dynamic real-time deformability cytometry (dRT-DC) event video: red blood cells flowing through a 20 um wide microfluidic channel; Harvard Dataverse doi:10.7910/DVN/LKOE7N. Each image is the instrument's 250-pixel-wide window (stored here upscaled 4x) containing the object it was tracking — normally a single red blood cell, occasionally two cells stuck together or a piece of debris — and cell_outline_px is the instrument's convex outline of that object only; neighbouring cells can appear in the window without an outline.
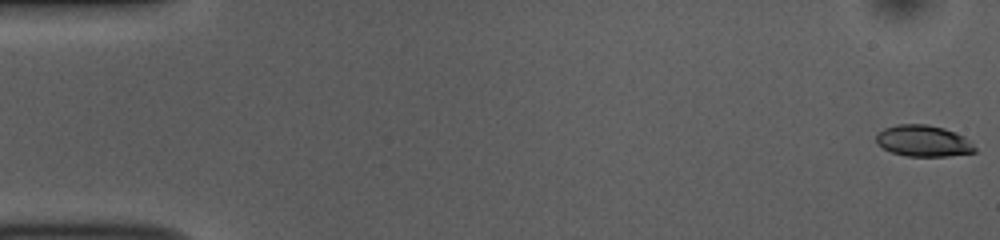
{"species": "common noctule bat (a hibernating species)", "species_latin": "Nyctalus noctula", "temperature_condition": "room temperature", "stored_images_in_passage": 53, "camera_frame_rate_fps": 3000, "um_per_image_px": 0.085, "animal": {"sex": "female", "body_mass_g": 10.0, "forearm_length_mm": 53.1}, "frame": {"image": 1, "passage_image": 1, "time_ms": 0.0, "image_size_px": [1000, 240], "cell_outline_px": [[976, 152], [948, 156], [908, 156], [892, 152], [876, 144], [876, 136], [884, 128], [896, 124], [928, 124], [944, 128], [956, 132], [964, 136], [976, 148]], "centroid_in_image_um": [78.49, 11.97], "position_along_channel_um": 6.5, "area_um2": 18.03}}
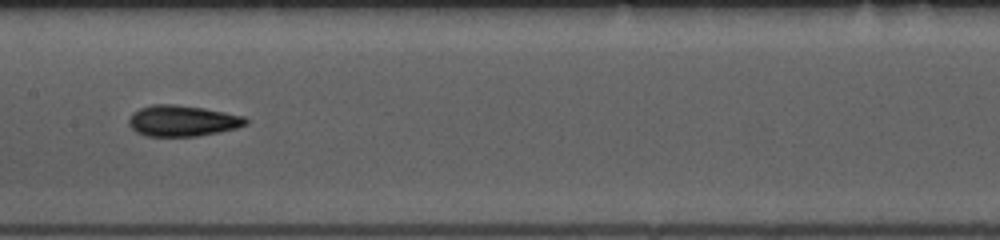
{"frame": {"image": 2, "passage_image": 27, "time_ms": 8.667, "image_size_px": [1000, 240], "cell_outline_px": [[248, 124], [236, 128], [196, 136], [148, 136], [136, 132], [128, 124], [128, 120], [132, 112], [140, 108], [152, 104], [176, 104], [204, 108], [244, 116], [248, 120]], "centroid_in_image_um": [15.48, 10.26], "position_along_channel_um": 191.9, "area_um2": 21.1}}
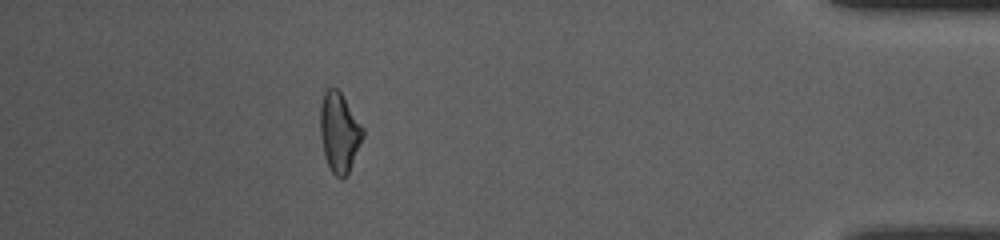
{"frame": {"image": 3, "passage_image": 48, "time_ms": 15.667, "image_size_px": [1000, 240], "cell_outline_px": [[364, 136], [348, 172], [340, 180], [332, 172], [324, 156], [320, 136], [320, 104], [324, 92], [328, 88], [336, 88], [340, 92], [364, 128]], "centroid_in_image_um": [28.82, 11.24], "position_along_channel_um": 406.4, "area_um2": 19.65}, "authors_computed_cell_mechanics": {"area_um2": 19.8254, "velocity_mm_per_s": 3.7739, "shape_relaxation_time_tau1_ms": 3.4196, "shape_relaxation_time_tau2_ms": 3.6041, "deformation_change_tau1": 0.1406, "deformation_change_tau2": 0.1164}}